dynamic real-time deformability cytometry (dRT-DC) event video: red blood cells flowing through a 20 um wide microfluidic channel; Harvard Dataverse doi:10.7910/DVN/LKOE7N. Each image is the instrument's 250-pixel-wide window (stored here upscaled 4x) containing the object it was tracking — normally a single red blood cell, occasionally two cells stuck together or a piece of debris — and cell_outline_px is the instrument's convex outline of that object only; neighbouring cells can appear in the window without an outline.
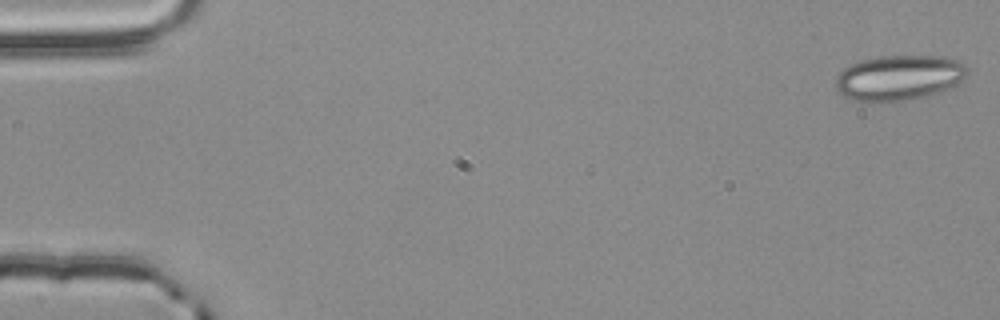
{"species": "common noctule bat (a hibernating species)", "species_latin": "Nyctalus noctula", "temperature_condition": "room temperature", "stored_images_in_passage": 54, "camera_frame_rate_fps": 3000, "um_per_image_px": 0.085, "animal": {"sex": "male", "body_mass_g": 20.4}, "frame": {"image": 1, "passage_image": 1, "time_ms": 0.0, "image_size_px": [1000, 320], "cell_outline_px": [[968, 72], [960, 80], [948, 88], [924, 96], [904, 100], [880, 104], [852, 100], [844, 96], [836, 88], [836, 76], [848, 64], [860, 60], [880, 56], [944, 56], [960, 60], [968, 68]], "centroid_in_image_um": [76.36, 6.61], "position_along_channel_um": 8.6, "area_um2": 34.97}}
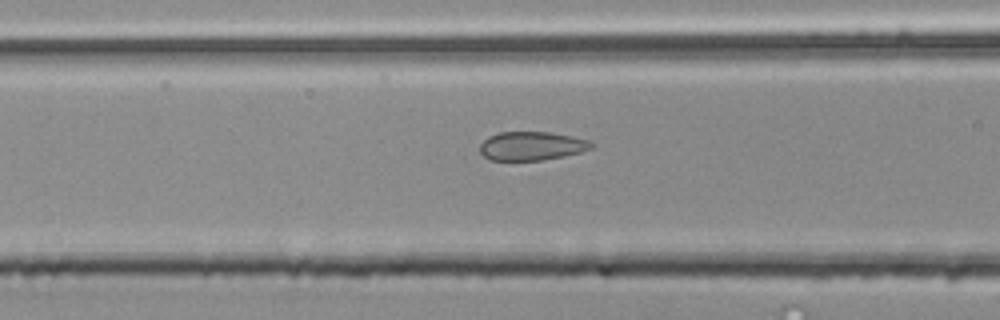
{"frame": {"image": 2, "passage_image": 22, "time_ms": 7.0, "image_size_px": [1000, 320], "cell_outline_px": [[596, 144], [592, 148], [580, 152], [564, 156], [540, 160], [492, 160], [484, 156], [480, 152], [480, 144], [488, 136], [500, 132], [552, 132], [572, 136], [588, 140]], "centroid_in_image_um": [45.21, 12.4], "position_along_channel_um": 121.4, "area_um2": 18.67}}
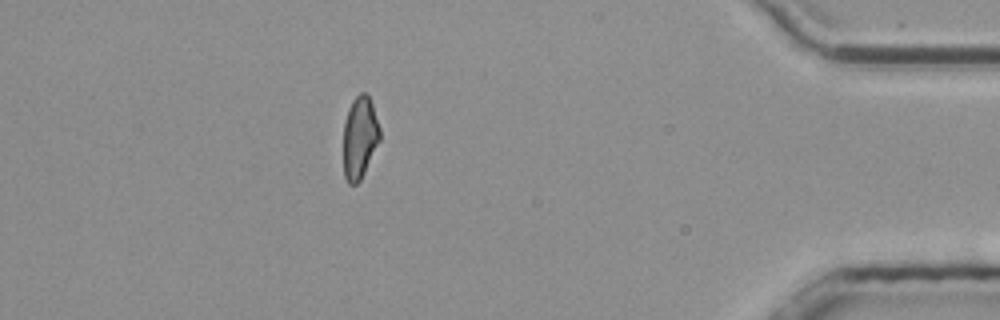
{"frame": {"image": 3, "passage_image": 48, "time_ms": 15.667, "image_size_px": [1000, 320], "cell_outline_px": [[380, 140], [360, 180], [356, 184], [348, 184], [344, 176], [344, 120], [348, 108], [352, 100], [360, 92], [364, 92], [368, 96], [372, 104], [380, 128]], "centroid_in_image_um": [30.57, 11.67], "position_along_channel_um": 404.6, "area_um2": 17.4}, "authors_computed_cell_mechanics": {"area_um2": 19.1607, "velocity_mm_per_s": 3.8265, "shape_relaxation_time_tau1_ms": null, "shape_relaxation_time_tau2_ms": 1.2455, "deformation_change_tau1": null, "deformation_change_tau2": 0.0842}}